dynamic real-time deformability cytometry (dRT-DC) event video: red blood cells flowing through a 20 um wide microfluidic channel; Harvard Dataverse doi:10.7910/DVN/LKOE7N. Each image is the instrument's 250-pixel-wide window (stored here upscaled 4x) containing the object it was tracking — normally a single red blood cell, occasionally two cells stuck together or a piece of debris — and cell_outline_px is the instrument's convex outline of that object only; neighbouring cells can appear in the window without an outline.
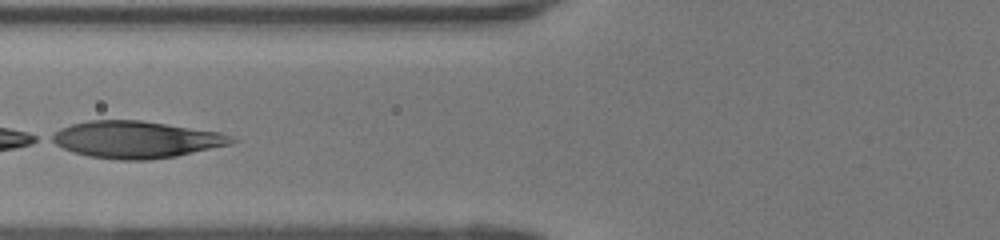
{"species": "human", "species_latin": "Homo sapiens", "temperature_condition": "room temperature", "stored_images_in_passage": 30, "camera_frame_rate_fps": 3000, "um_per_image_px": 0.085, "donor": {"sex": "female"}, "frame": {"image": 1, "passage_image": 7, "time_ms": 2.0, "image_size_px": [1000, 240], "cell_outline_px": [[240, 140], [232, 144], [176, 156], [144, 160], [120, 160], [88, 156], [72, 152], [48, 140], [48, 136], [60, 128], [72, 124], [88, 120], [140, 120], [220, 132], [232, 136]], "centroid_in_image_um": [11.55, 11.86], "position_along_channel_um": 114.2, "area_um2": 38.84}}
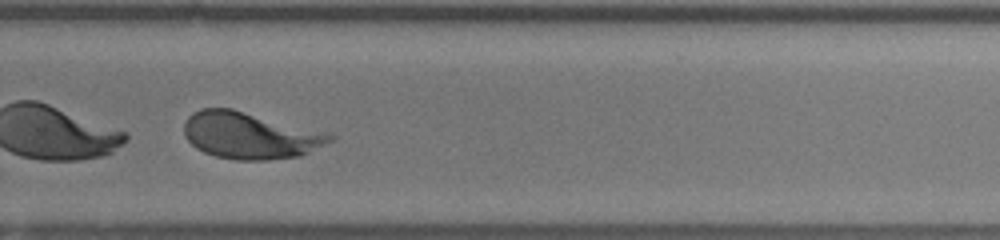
{"frame": {"image": 2, "passage_image": 21, "time_ms": 6.667, "image_size_px": [1000, 240], "cell_outline_px": [[336, 136], [332, 140], [300, 156], [268, 160], [236, 160], [216, 156], [204, 152], [196, 148], [184, 136], [184, 124], [188, 116], [192, 112], [200, 108], [232, 108], [328, 132]], "centroid_in_image_um": [21.23, 11.5], "position_along_channel_um": 308.6, "area_um2": 39.82}}
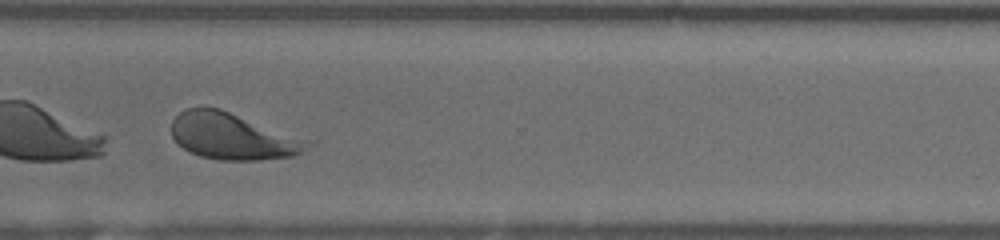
{"frame": {"image": 3, "passage_image": 24, "time_ms": 7.667, "image_size_px": [1000, 240], "cell_outline_px": [[320, 136], [312, 144], [296, 156], [260, 160], [220, 160], [200, 156], [188, 152], [172, 136], [172, 120], [180, 112], [188, 108], [220, 108]], "centroid_in_image_um": [20.1, 11.55], "position_along_channel_um": 350.5, "area_um2": 39.42}}